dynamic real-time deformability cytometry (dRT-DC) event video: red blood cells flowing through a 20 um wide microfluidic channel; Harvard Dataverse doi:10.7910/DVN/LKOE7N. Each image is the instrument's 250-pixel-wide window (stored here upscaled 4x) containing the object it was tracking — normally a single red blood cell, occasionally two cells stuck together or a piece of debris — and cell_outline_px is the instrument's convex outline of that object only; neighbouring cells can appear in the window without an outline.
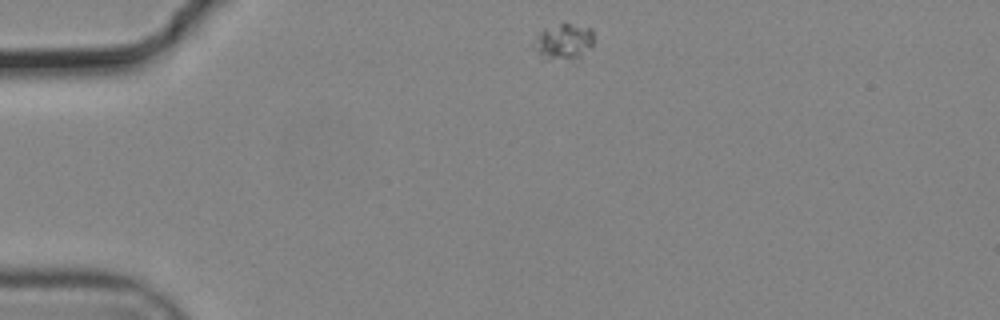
{"species": "common noctule bat (a hibernating species)", "species_latin": "Nyctalus noctula", "temperature_condition": "cold", "stored_images_in_passage": 46, "camera_frame_rate_fps": 3000, "um_per_image_px": 0.085, "animal": {"sex": "male", "body_mass_g": 19.2, "forearm_length_mm": 51.8}, "frame": {"image": 1, "passage_image": 1, "time_ms": 0.0, "image_size_px": [1000, 320], "cell_outline_px": [[592, 44], [580, 64], [540, 60], [528, 48], [532, 40], [540, 32], [564, 20], [592, 28]], "centroid_in_image_um": [47.84, 3.65], "position_along_channel_um": 37.2, "area_um2": 14.57}}
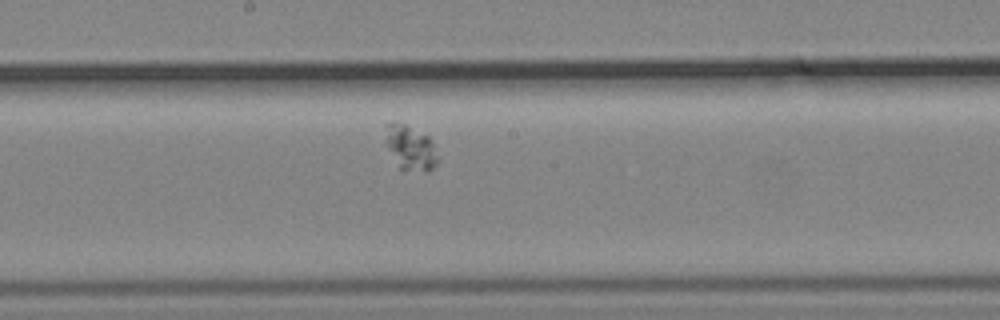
{"frame": {"image": 2, "passage_image": 20, "time_ms": 6.333, "image_size_px": [1000, 320], "cell_outline_px": [[436, 164], [428, 172], [424, 172], [400, 168], [388, 148], [384, 140], [384, 124], [404, 124], [428, 136], [432, 144], [436, 156]], "centroid_in_image_um": [34.84, 12.56], "position_along_channel_um": 213.4, "area_um2": 13.18}}
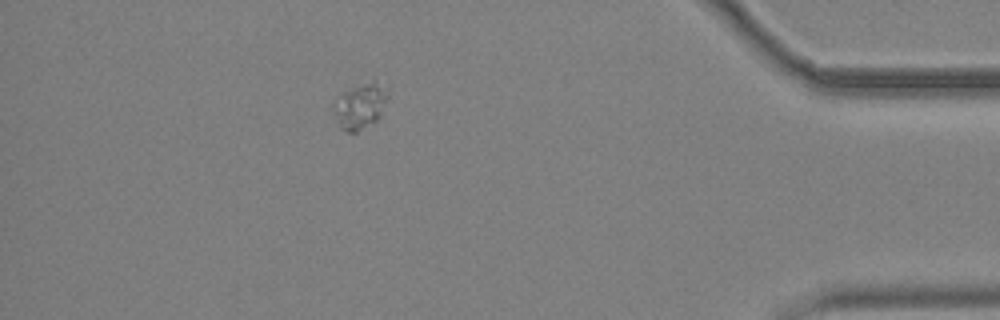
{"frame": {"image": 3, "passage_image": 40, "time_ms": 13.0, "image_size_px": [1000, 320], "cell_outline_px": [[388, 96], [380, 116], [376, 120], [356, 132], [344, 132], [340, 128], [332, 108], [332, 104], [344, 92], [352, 88], [372, 80], [376, 80], [388, 84]], "centroid_in_image_um": [30.65, 8.98], "position_along_channel_um": 404.6, "area_um2": 14.51}}